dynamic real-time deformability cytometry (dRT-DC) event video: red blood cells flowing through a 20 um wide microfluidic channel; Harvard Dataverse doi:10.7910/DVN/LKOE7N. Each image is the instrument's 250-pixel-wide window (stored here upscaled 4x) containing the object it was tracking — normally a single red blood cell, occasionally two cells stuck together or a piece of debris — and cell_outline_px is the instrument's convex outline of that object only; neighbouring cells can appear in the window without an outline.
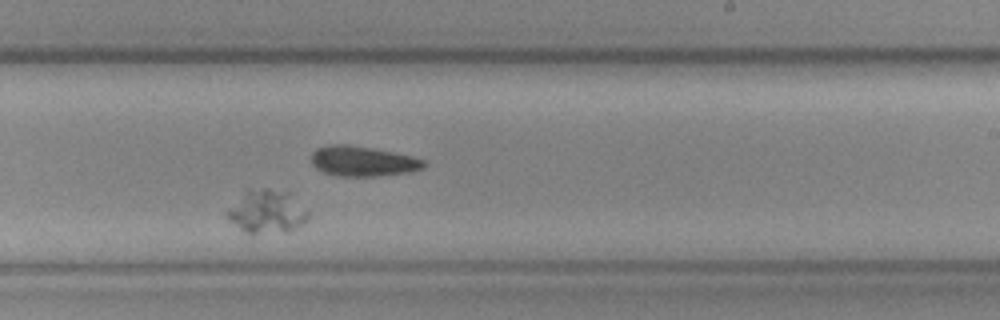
{"species": "common noctule bat (a hibernating species)", "species_latin": "Nyctalus noctula", "temperature_condition": "cold", "stored_images_in_passage": 42, "camera_frame_rate_fps": 3000, "um_per_image_px": 0.085, "animal": {"sex": "female", "body_mass_g": 19.3, "forearm_length_mm": 54.1}, "frame": {"image": 1, "passage_image": 24, "time_ms": 7.667, "image_size_px": [1000, 320], "cell_outline_px": [[308, 220], [296, 228], [256, 232], [244, 232], [224, 212], [244, 188], [268, 188], [288, 192], [308, 212]], "centroid_in_image_um": [22.62, 17.9], "position_along_channel_um": 266.4, "area_um2": 19.94}}
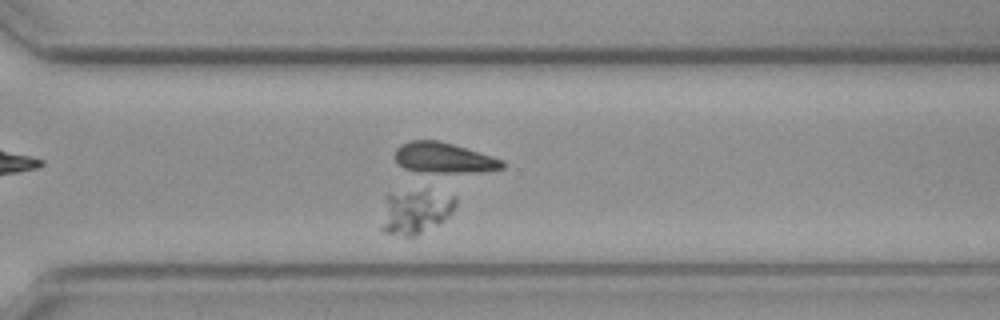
{"frame": {"image": 2, "passage_image": 30, "time_ms": 9.667, "image_size_px": [1000, 320], "cell_outline_px": [[456, 204], [452, 212], [444, 220], [416, 236], [400, 236], [384, 232], [380, 228], [388, 192], [428, 188], [456, 196]], "centroid_in_image_um": [35.33, 17.94], "position_along_channel_um": 335.3, "area_um2": 19.71}}